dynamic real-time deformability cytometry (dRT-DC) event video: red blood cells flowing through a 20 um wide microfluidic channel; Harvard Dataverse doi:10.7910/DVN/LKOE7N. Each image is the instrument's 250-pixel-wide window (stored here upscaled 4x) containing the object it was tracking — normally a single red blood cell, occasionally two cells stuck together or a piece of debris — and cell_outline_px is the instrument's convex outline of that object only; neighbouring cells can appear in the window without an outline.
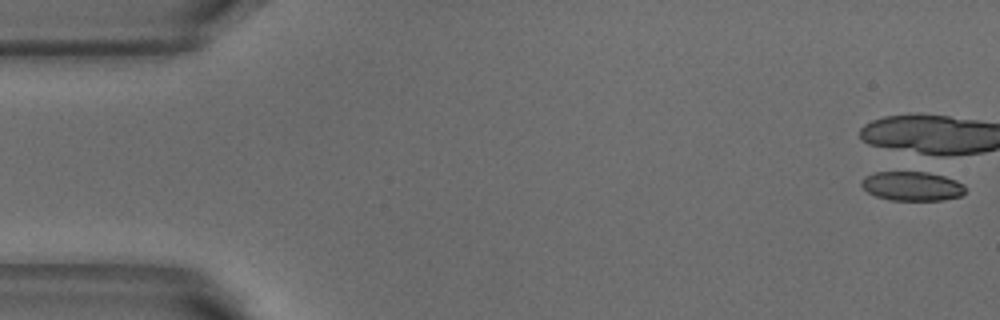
{"species": "common noctule bat (a hibernating species)", "species_latin": "Nyctalus noctula", "temperature_condition": "warm", "stored_images_in_passage": 6, "camera_frame_rate_fps": 3000, "um_per_image_px": 0.085, "animal": {"sex": "male", "body_mass_g": 18.8}, "frame": {"image": 1, "passage_image": 1, "time_ms": 0.0, "image_size_px": [1000, 320], "cell_outline_px": [[964, 192], [960, 196], [944, 200], [892, 200], [876, 196], [868, 192], [860, 184], [860, 180], [864, 176], [876, 172], [920, 168], [956, 180], [964, 184]], "centroid_in_image_um": [77.51, 15.75], "position_along_channel_um": 7.5, "area_um2": 18.55}}